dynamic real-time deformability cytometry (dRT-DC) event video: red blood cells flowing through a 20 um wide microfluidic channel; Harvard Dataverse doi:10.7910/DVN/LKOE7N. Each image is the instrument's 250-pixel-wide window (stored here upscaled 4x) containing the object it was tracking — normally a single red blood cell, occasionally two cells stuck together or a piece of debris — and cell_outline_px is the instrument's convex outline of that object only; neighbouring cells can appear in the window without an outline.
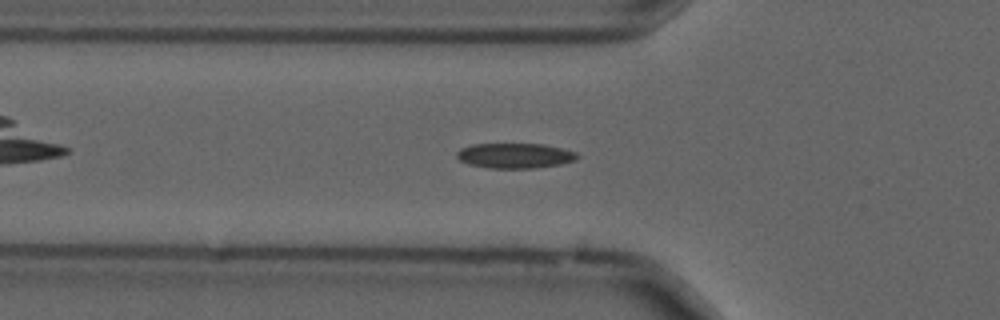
{"species": "common noctule bat (a hibernating species)", "species_latin": "Nyctalus noctula", "temperature_condition": "cold", "stored_images_in_passage": 42, "camera_frame_rate_fps": 3000, "um_per_image_px": 0.085, "animal": {"sex": "male", "forearm_length_mm": 52.5}, "frame": {"image": 1, "passage_image": 9, "time_ms": 2.667, "image_size_px": [1000, 320], "cell_outline_px": [[580, 156], [576, 160], [560, 164], [532, 168], [488, 168], [468, 164], [460, 160], [456, 156], [456, 152], [460, 148], [472, 144], [544, 144], [576, 152]], "centroid_in_image_um": [43.75, 13.23], "position_along_channel_um": 82.1, "area_um2": 17.63}}
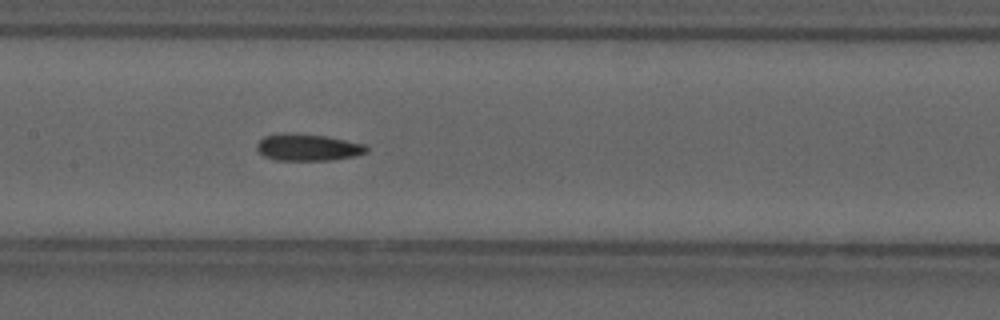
{"frame": {"image": 2, "passage_image": 17, "time_ms": 5.333, "image_size_px": [1000, 320], "cell_outline_px": [[368, 152], [356, 156], [332, 160], [276, 160], [264, 156], [256, 148], [256, 144], [264, 136], [284, 132], [292, 132], [328, 136], [364, 144], [368, 148]], "centroid_in_image_um": [26.17, 12.51], "position_along_channel_um": 181.2, "area_um2": 17.4}}
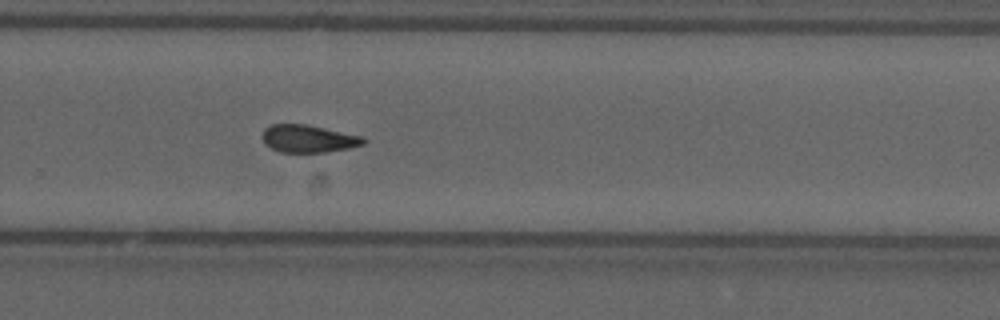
{"frame": {"image": 3, "passage_image": 27, "time_ms": 8.667, "image_size_px": [1000, 320], "cell_outline_px": [[368, 140], [364, 144], [348, 148], [324, 152], [280, 152], [264, 144], [260, 136], [264, 128], [272, 124], [304, 124], [324, 128], [360, 136]], "centroid_in_image_um": [26.15, 11.79], "position_along_channel_um": 303.7, "area_um2": 16.18}}